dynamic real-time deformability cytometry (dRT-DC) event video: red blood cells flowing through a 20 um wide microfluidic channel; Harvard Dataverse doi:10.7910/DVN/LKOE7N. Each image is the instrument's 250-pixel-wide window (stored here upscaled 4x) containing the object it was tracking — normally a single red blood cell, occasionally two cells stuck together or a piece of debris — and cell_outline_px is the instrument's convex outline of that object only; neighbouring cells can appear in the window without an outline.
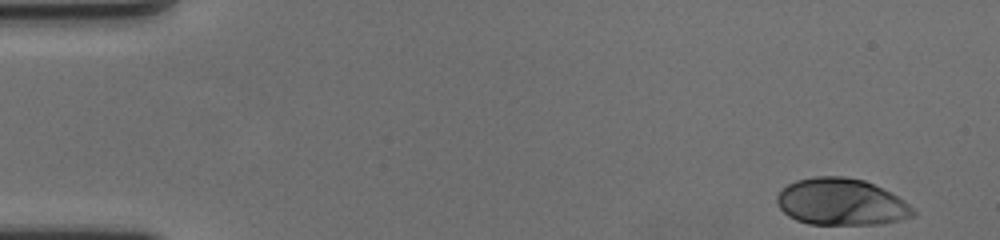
{"species": "human", "species_latin": "Homo sapiens", "temperature_condition": "cold", "stored_images_in_passage": 56, "camera_frame_rate_fps": 3000, "um_per_image_px": 0.085, "donor": {"sex": "female"}, "frame": {"image": 1, "passage_image": 1, "time_ms": 0.0, "image_size_px": [1000, 240], "cell_outline_px": [[916, 212], [912, 216], [900, 220], [880, 224], [808, 224], [796, 220], [788, 216], [776, 204], [776, 196], [788, 184], [796, 180], [816, 176], [844, 176], [864, 180], [904, 200]], "centroid_in_image_um": [71.47, 17.17], "position_along_channel_um": 13.5, "area_um2": 36.93}}
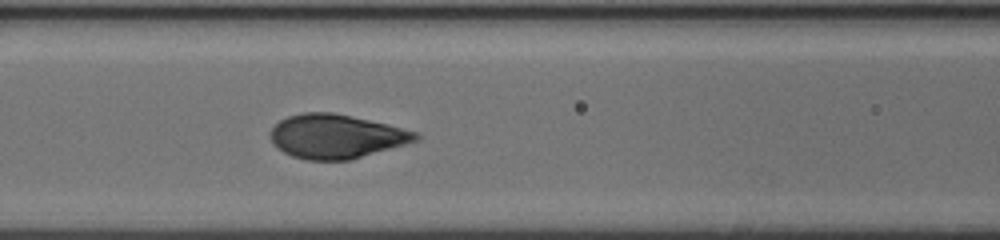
{"frame": {"image": 2, "passage_image": 23, "time_ms": 7.333, "image_size_px": [1000, 240], "cell_outline_px": [[420, 136], [416, 140], [404, 144], [352, 160], [308, 160], [292, 156], [284, 152], [272, 140], [268, 132], [280, 120], [288, 116], [304, 112], [332, 112], [388, 124], [416, 132]], "centroid_in_image_um": [28.56, 11.59], "position_along_channel_um": 138.0, "area_um2": 36.93}}
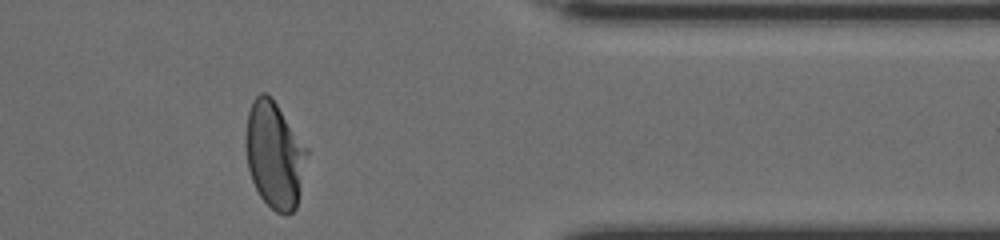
{"frame": {"image": 3, "passage_image": 46, "time_ms": 15.0, "image_size_px": [1000, 240], "cell_outline_px": [[308, 152], [296, 208], [288, 216], [284, 216], [276, 212], [260, 196], [252, 180], [248, 168], [248, 112], [252, 100], [260, 92], [264, 92], [276, 104], [308, 148]], "centroid_in_image_um": [23.37, 13.21], "position_along_channel_um": 388.0, "area_um2": 37.05}, "authors_computed_cell_mechanics": {"area_um2": 37.6856, "velocity_mm_per_s": 3.4987, "shape_relaxation_time_tau1_ms": 3.2961, "shape_relaxation_time_tau2_ms": null, "deformation_change_tau1": 0.1746, "deformation_change_tau2": null}}